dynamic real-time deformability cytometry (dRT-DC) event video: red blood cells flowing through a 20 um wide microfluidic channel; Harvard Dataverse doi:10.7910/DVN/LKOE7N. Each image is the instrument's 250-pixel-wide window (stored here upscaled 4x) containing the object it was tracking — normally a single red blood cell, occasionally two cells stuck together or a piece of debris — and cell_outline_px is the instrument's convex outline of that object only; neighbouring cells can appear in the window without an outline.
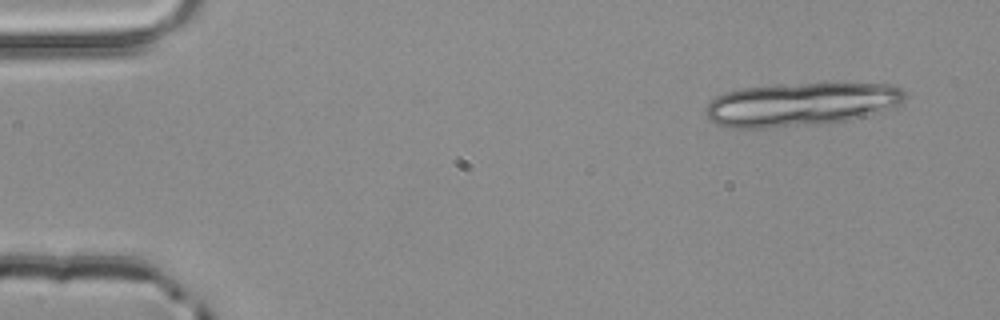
{"species": "common noctule bat (a hibernating species)", "species_latin": "Nyctalus noctula", "temperature_condition": "room temperature", "stored_images_in_passage": 3, "camera_frame_rate_fps": 3000, "um_per_image_px": 0.085, "animal": {"sex": "male", "body_mass_g": 20.4}, "frame": {"image": 1, "passage_image": 1, "time_ms": 0.0, "image_size_px": [1000, 320], "cell_outline_px": [[908, 96], [904, 104], [864, 116], [848, 120], [812, 124], [768, 128], [732, 128], [716, 124], [708, 116], [708, 104], [716, 96], [740, 88], [800, 84], [888, 84], [900, 88]], "centroid_in_image_um": [68.13, 8.87], "position_along_channel_um": 16.9, "area_um2": 49.71}}